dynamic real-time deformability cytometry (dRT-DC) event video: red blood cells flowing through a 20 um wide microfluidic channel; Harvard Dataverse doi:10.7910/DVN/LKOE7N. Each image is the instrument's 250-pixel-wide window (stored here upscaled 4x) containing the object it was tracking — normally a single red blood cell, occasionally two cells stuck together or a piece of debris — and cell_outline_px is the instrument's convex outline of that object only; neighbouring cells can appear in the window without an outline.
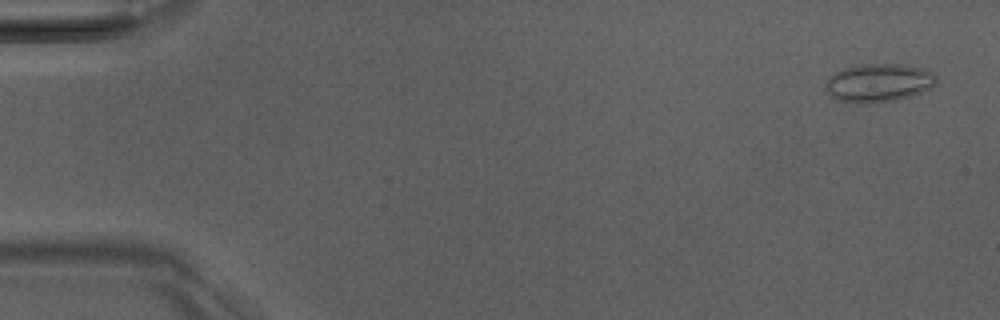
{"species": "Egyptian fruit bat (a non-hibernating species)", "species_latin": "Rousettus aegyptiacus", "temperature_condition": "room temperature", "stored_images_in_passage": 50, "camera_frame_rate_fps": 3000, "um_per_image_px": 0.085, "animal": {"sex": "male"}, "frame": {"image": 1, "passage_image": 1, "time_ms": 0.0, "image_size_px": [1000, 320], "cell_outline_px": [[936, 84], [932, 88], [912, 96], [896, 100], [868, 104], [860, 104], [836, 100], [828, 92], [824, 84], [828, 76], [844, 68], [860, 64], [904, 64], [924, 68], [932, 72], [936, 76]], "centroid_in_image_um": [74.69, 7.04], "position_along_channel_um": 10.3, "area_um2": 25.2}}
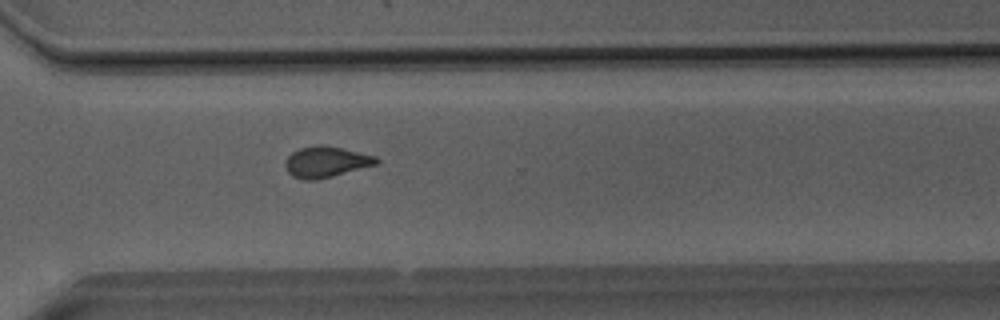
{"frame": {"image": 2, "passage_image": 36, "time_ms": 11.667, "image_size_px": [1000, 320], "cell_outline_px": [[380, 160], [376, 164], [332, 176], [316, 180], [304, 180], [292, 176], [288, 172], [284, 164], [284, 160], [292, 152], [300, 148], [320, 144], [340, 148], [376, 156]], "centroid_in_image_um": [27.67, 13.76], "position_along_channel_um": 342.9, "area_um2": 16.24}}
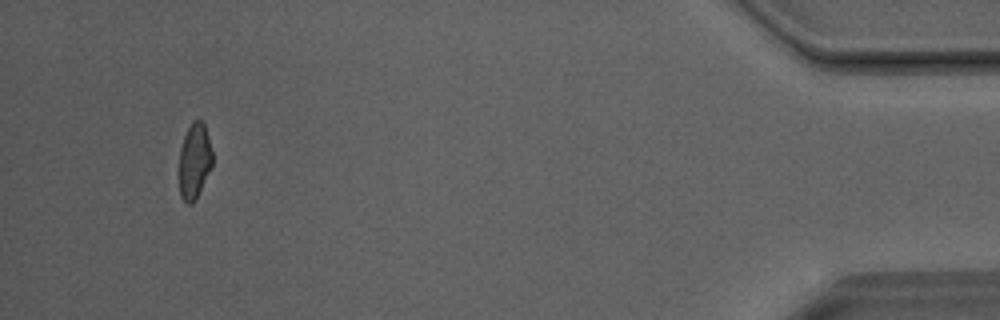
{"frame": {"image": 3, "passage_image": 47, "time_ms": 15.333, "image_size_px": [1000, 320], "cell_outline_px": [[212, 164], [192, 204], [188, 204], [180, 196], [180, 148], [184, 136], [192, 120], [200, 120], [204, 124], [208, 136], [212, 152]], "centroid_in_image_um": [16.52, 13.64], "position_along_channel_um": 418.7, "area_um2": 14.16}, "authors_computed_cell_mechanics": {"area_um2": 16.2129, "velocity_mm_per_s": 4.0577, "shape_relaxation_time_tau1_ms": null, "shape_relaxation_time_tau2_ms": 1.0795, "deformation_change_tau1": null, "deformation_change_tau2": 0.0715}}